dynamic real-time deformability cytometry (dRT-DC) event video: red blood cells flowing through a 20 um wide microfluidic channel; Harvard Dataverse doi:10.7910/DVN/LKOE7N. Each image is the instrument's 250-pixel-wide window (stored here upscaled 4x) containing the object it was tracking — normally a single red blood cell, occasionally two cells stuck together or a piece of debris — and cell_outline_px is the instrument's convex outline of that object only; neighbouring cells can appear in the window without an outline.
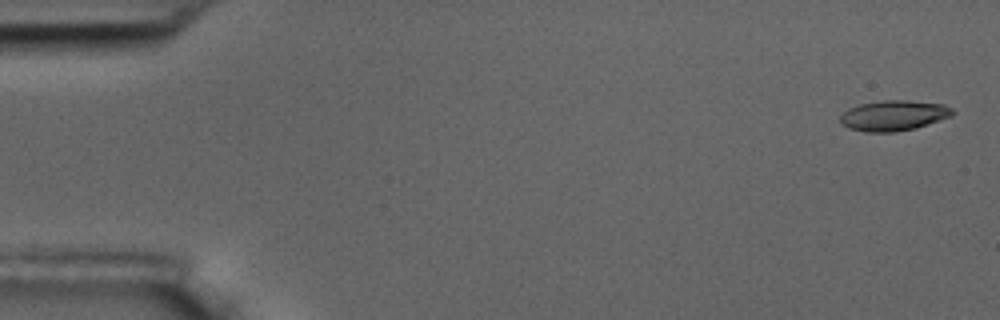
{"species": "common noctule bat (a hibernating species)", "species_latin": "Nyctalus noctula", "temperature_condition": "room temperature", "stored_images_in_passage": 6, "camera_frame_rate_fps": 3000, "um_per_image_px": 0.085, "animal": {"sex": "male", "body_mass_g": 17.5, "forearm_length_mm": 52.3}, "frame": {"image": 1, "passage_image": 1, "time_ms": 0.0, "image_size_px": [1000, 320], "cell_outline_px": [[956, 112], [952, 116], [916, 128], [896, 132], [864, 132], [848, 128], [840, 124], [840, 116], [848, 108], [860, 104], [884, 100], [908, 100], [944, 104], [952, 108]], "centroid_in_image_um": [75.97, 9.82], "position_along_channel_um": 9.0, "area_um2": 20.11}}
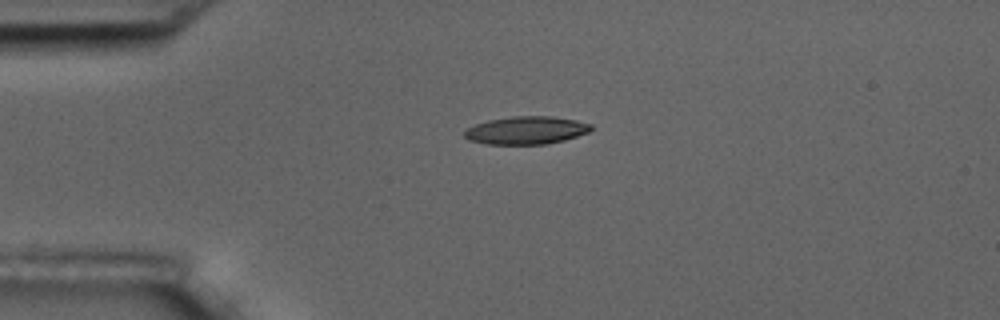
{"frame": {"image": 2, "passage_image": 4, "time_ms": 4.0, "image_size_px": [1000, 320], "cell_outline_px": [[592, 128], [588, 132], [564, 140], [548, 144], [484, 144], [468, 140], [464, 136], [464, 132], [468, 128], [476, 124], [488, 120], [512, 116], [552, 116], [576, 120], [592, 124]], "centroid_in_image_um": [44.72, 11.07], "position_along_channel_um": 40.3, "area_um2": 20.58}}